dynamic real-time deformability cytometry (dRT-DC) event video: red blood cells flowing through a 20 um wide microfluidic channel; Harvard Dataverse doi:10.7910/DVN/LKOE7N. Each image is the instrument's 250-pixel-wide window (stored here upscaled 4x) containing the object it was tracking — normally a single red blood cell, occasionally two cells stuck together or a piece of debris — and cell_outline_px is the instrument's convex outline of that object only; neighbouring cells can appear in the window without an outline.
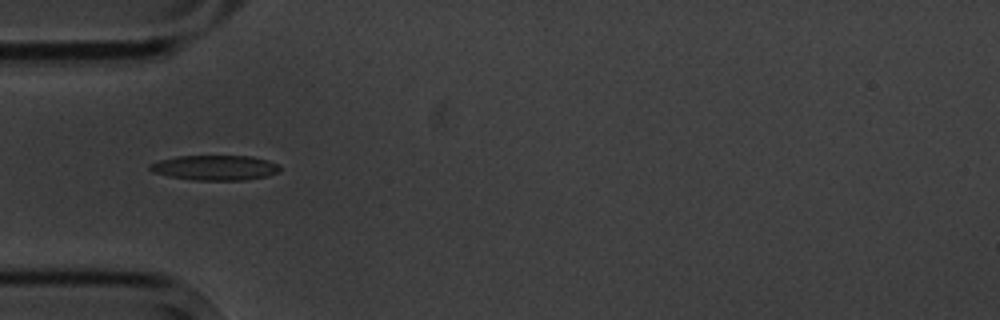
{"species": "common noctule bat (a hibernating species)", "species_latin": "Nyctalus noctula", "temperature_condition": "cold", "stored_images_in_passage": 14, "camera_frame_rate_fps": 3000, "um_per_image_px": 0.085, "animal": {"sex": "male", "body_mass_g": 20.1, "forearm_length_mm": 53.5}, "frame": {"image": 1, "passage_image": 4, "time_ms": 4.333, "image_size_px": [1000, 320], "cell_outline_px": [[280, 172], [268, 176], [244, 180], [192, 180], [168, 176], [152, 172], [148, 168], [148, 164], [160, 160], [176, 156], [252, 156], [268, 160], [280, 164]], "centroid_in_image_um": [18.29, 14.25], "position_along_channel_um": 66.7, "area_um2": 19.19}}
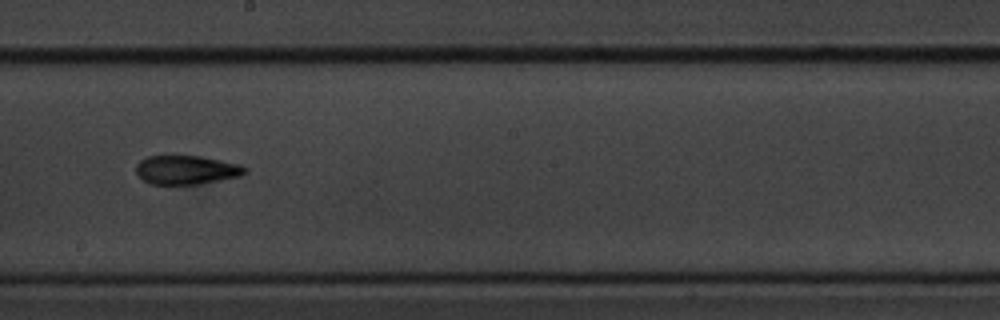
{"frame": {"image": 2, "passage_image": 8, "time_ms": 9.0, "image_size_px": [1000, 320], "cell_outline_px": [[248, 172], [240, 176], [200, 184], [152, 184], [144, 180], [136, 172], [136, 164], [140, 160], [148, 156], [200, 156], [240, 164], [248, 168]], "centroid_in_image_um": [15.88, 14.44], "position_along_channel_um": 232.3, "area_um2": 18.32}}
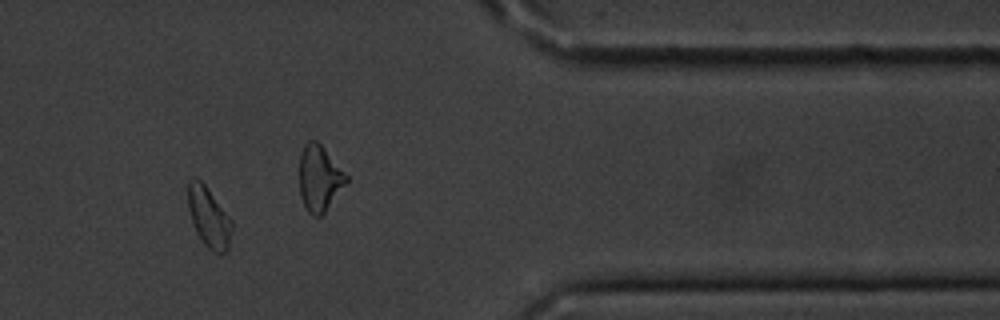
{"frame": {"image": 3, "passage_image": 12, "time_ms": 13.667, "image_size_px": [1000, 320], "cell_outline_px": [[232, 228], [228, 248], [220, 256], [208, 248], [200, 240], [196, 232], [188, 208], [188, 180], [192, 176], [196, 176], [204, 184], [232, 220]], "centroid_in_image_um": [17.74, 18.47], "position_along_channel_um": 393.7, "area_um2": 15.43}, "authors_computed_cell_mechanics": {"area_um2": 17.7157, "velocity_mm_per_s": 3.5413, "shape_relaxation_time_tau1_ms": null, "shape_relaxation_time_tau2_ms": 1.5205, "deformation_change_tau1": null, "deformation_change_tau2": 0.085}}